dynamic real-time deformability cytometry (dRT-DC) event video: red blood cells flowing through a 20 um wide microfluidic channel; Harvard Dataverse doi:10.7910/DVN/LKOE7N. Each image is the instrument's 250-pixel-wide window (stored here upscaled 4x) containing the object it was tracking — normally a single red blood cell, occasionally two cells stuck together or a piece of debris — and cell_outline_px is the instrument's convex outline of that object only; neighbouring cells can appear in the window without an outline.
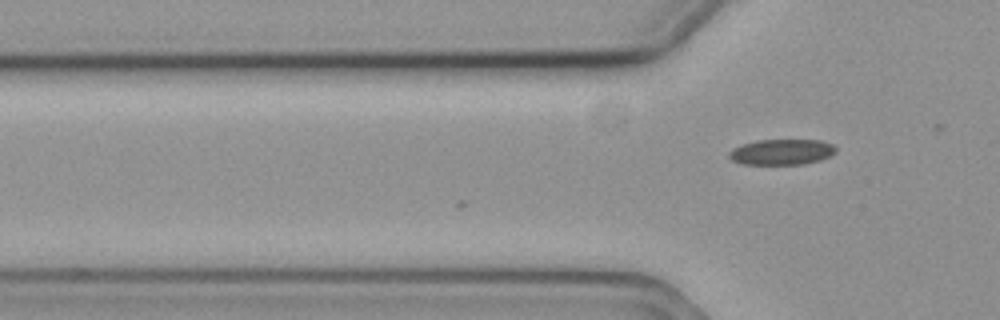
{"species": "common noctule bat (a hibernating species)", "species_latin": "Nyctalus noctula", "temperature_condition": "cold", "stored_images_in_passage": 3, "camera_frame_rate_fps": 3000, "um_per_image_px": 0.085, "animal": {"sex": "female", "body_mass_g": 19.3, "forearm_length_mm": 54.1}, "frame": {"image": 1, "passage_image": 3, "time_ms": 0.667, "image_size_px": [1000, 320], "cell_outline_px": [[836, 152], [820, 160], [804, 164], [744, 164], [732, 160], [728, 156], [728, 152], [732, 148], [756, 140], [820, 140], [832, 144], [836, 148]], "centroid_in_image_um": [66.43, 12.91], "position_along_channel_um": 59.4, "area_um2": 15.9}}